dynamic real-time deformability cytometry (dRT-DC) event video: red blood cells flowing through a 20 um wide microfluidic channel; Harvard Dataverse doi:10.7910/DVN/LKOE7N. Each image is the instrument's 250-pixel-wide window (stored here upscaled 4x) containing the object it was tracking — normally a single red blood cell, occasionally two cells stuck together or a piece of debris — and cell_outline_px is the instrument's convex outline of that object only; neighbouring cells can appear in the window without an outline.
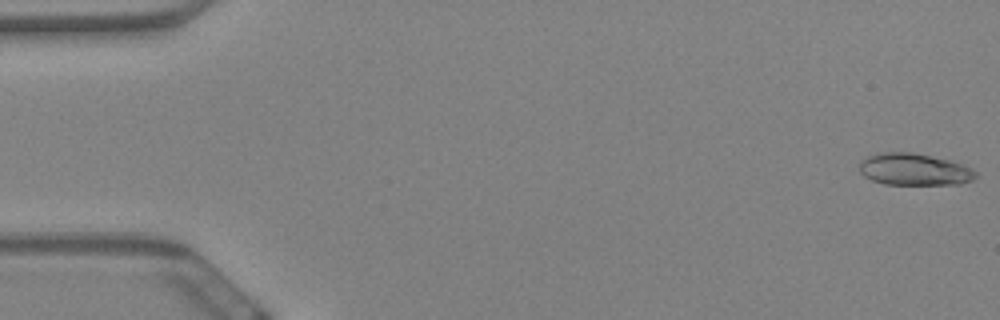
{"species": "Egyptian fruit bat (a non-hibernating species)", "species_latin": "Rousettus aegyptiacus", "temperature_condition": "warm", "stored_images_in_passage": 15, "camera_frame_rate_fps": 3000, "um_per_image_px": 0.085, "animal": {"sex": "female"}, "frame": {"image": 1, "passage_image": 1, "time_ms": 0.0, "image_size_px": [1000, 320], "cell_outline_px": [[976, 176], [972, 180], [960, 184], [884, 184], [872, 180], [864, 176], [860, 172], [860, 160], [876, 152], [912, 152], [948, 160], [972, 168], [976, 172]], "centroid_in_image_um": [77.67, 14.39], "position_along_channel_um": 7.3, "area_um2": 21.56}}
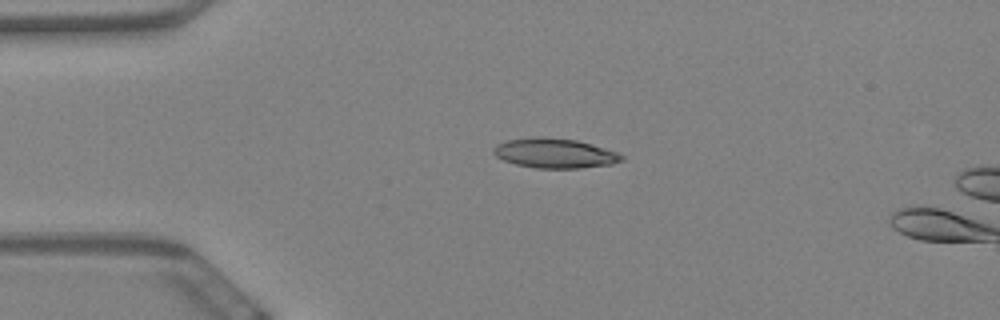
{"frame": {"image": 2, "passage_image": 14, "time_ms": 4.333, "image_size_px": [1000, 320], "cell_outline_px": [[624, 160], [612, 164], [580, 168], [536, 168], [516, 164], [504, 160], [496, 156], [492, 152], [492, 148], [496, 144], [504, 140], [536, 136], [544, 136], [576, 140], [592, 144], [620, 152], [624, 156]], "centroid_in_image_um": [47.15, 13.01], "position_along_channel_um": 37.8, "area_um2": 22.54}}